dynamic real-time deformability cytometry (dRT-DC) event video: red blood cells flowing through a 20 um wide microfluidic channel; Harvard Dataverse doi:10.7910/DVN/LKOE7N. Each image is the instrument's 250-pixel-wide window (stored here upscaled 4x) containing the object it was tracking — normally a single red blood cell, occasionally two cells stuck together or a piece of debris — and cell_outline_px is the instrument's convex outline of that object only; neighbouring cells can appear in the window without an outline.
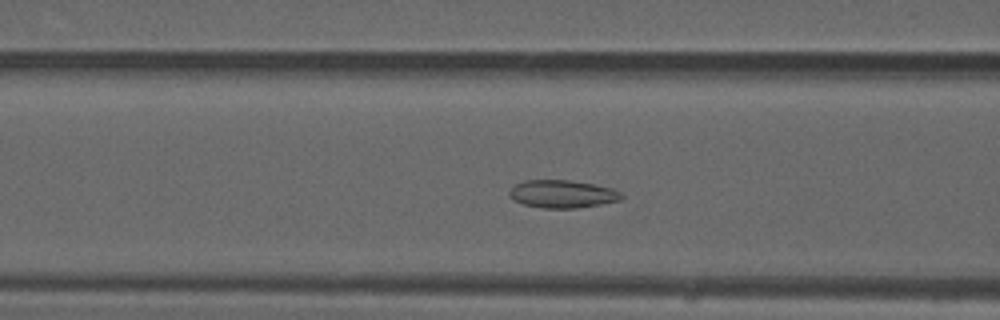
{"species": "common noctule bat (a hibernating species)", "species_latin": "Nyctalus noctula", "temperature_condition": "warm", "stored_images_in_passage": 46, "camera_frame_rate_fps": 3000, "um_per_image_px": 0.085, "animal": {"sex": "male", "forearm_length_mm": 52.5}, "frame": {"image": 1, "passage_image": 15, "time_ms": 4.667, "image_size_px": [1000, 320], "cell_outline_px": [[624, 196], [620, 200], [600, 204], [576, 208], [544, 208], [524, 204], [512, 200], [508, 196], [508, 192], [516, 184], [524, 180], [572, 180], [612, 188], [620, 192]], "centroid_in_image_um": [47.78, 16.48], "position_along_channel_um": 118.8, "area_um2": 18.15}}
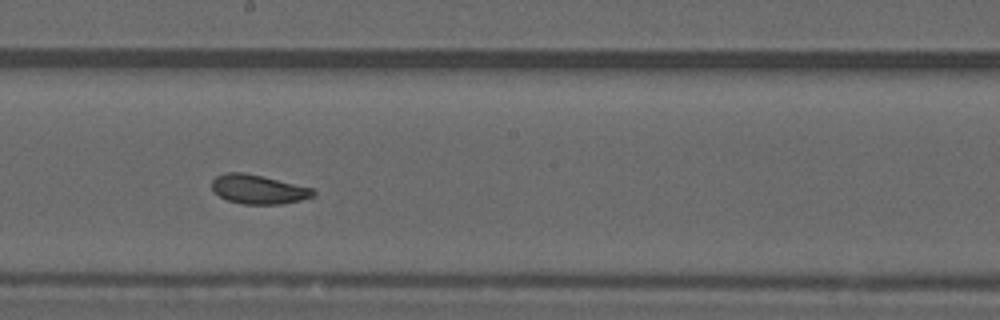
{"frame": {"image": 2, "passage_image": 23, "time_ms": 7.333, "image_size_px": [1000, 320], "cell_outline_px": [[316, 196], [284, 204], [244, 204], [228, 200], [220, 196], [212, 188], [212, 180], [216, 176], [228, 172], [244, 172], [312, 188], [316, 192]], "centroid_in_image_um": [21.98, 16.1], "position_along_channel_um": 226.2, "area_um2": 17.05}}
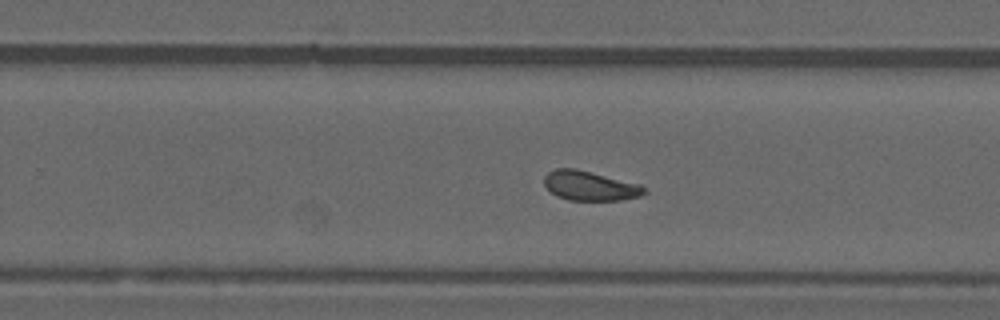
{"frame": {"image": 3, "passage_image": 27, "time_ms": 8.667, "image_size_px": [1000, 320], "cell_outline_px": [[648, 192], [640, 196], [620, 200], [568, 200], [556, 196], [544, 184], [544, 176], [548, 172], [556, 168], [576, 168], [640, 184]], "centroid_in_image_um": [50.14, 15.79], "position_along_channel_um": 279.7, "area_um2": 17.22}, "authors_computed_cell_mechanics": {"area_um2": 17.7735, "velocity_mm_per_s": 4.0351, "shape_relaxation_time_tau1_ms": null, "shape_relaxation_time_tau2_ms": 2.401, "deformation_change_tau1": null, "deformation_change_tau2": 0.0942}}